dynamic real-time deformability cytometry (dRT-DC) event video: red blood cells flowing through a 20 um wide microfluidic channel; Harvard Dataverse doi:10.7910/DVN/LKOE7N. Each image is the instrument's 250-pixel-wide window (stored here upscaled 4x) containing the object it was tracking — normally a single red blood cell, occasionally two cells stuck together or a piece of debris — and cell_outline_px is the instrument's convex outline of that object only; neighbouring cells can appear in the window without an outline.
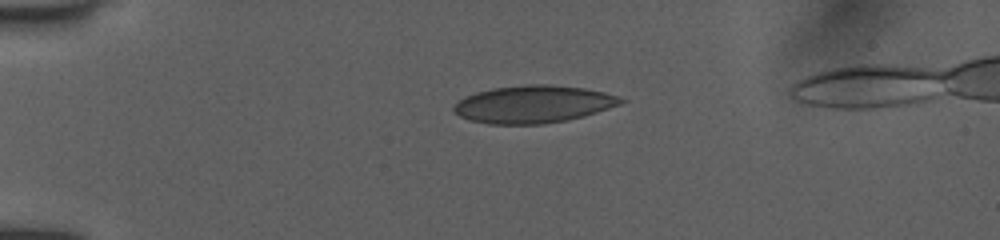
{"species": "human", "species_latin": "Homo sapiens", "temperature_condition": "room temperature", "stored_images_in_passage": 9, "camera_frame_rate_fps": 3000, "um_per_image_px": 0.085, "donor": {"sex": "female"}, "frame": {"image": 1, "passage_image": 1, "time_ms": 0.0, "image_size_px": [1000, 240], "cell_outline_px": [[628, 100], [620, 104], [584, 116], [568, 120], [544, 124], [488, 124], [468, 120], [452, 112], [452, 108], [460, 100], [476, 92], [496, 88], [528, 84], [548, 84], [584, 88], [604, 92]], "centroid_in_image_um": [45.33, 8.87], "position_along_channel_um": 39.7, "area_um2": 36.36}}
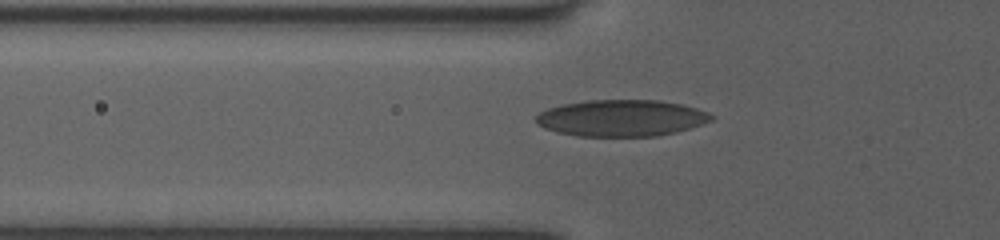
{"frame": {"image": 2, "passage_image": 6, "time_ms": 2.0, "image_size_px": [1000, 240], "cell_outline_px": [[712, 120], [676, 132], [656, 136], [576, 136], [556, 132], [544, 128], [536, 124], [536, 116], [540, 112], [548, 108], [560, 104], [588, 100], [660, 100], [680, 104], [696, 108], [708, 112], [712, 116]], "centroid_in_image_um": [52.76, 10.03], "position_along_channel_um": 73.0, "area_um2": 37.34}}
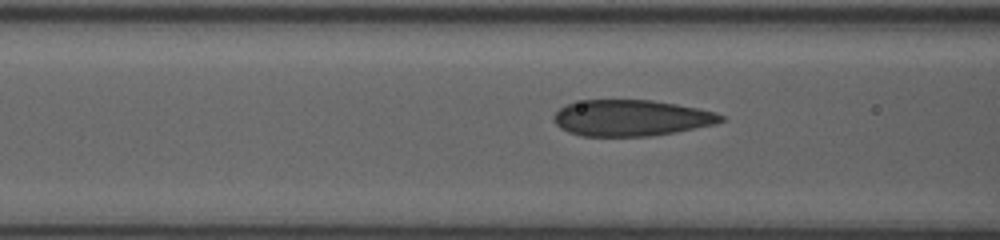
{"frame": {"image": 3, "passage_image": 9, "time_ms": 3.0, "image_size_px": [1000, 240], "cell_outline_px": [[724, 120], [716, 124], [676, 132], [648, 136], [580, 136], [568, 132], [560, 128], [556, 124], [552, 116], [560, 108], [568, 104], [584, 100], [652, 100], [676, 104], [716, 112], [724, 116]], "centroid_in_image_um": [53.65, 10.03], "position_along_channel_um": 113.0, "area_um2": 35.2}}